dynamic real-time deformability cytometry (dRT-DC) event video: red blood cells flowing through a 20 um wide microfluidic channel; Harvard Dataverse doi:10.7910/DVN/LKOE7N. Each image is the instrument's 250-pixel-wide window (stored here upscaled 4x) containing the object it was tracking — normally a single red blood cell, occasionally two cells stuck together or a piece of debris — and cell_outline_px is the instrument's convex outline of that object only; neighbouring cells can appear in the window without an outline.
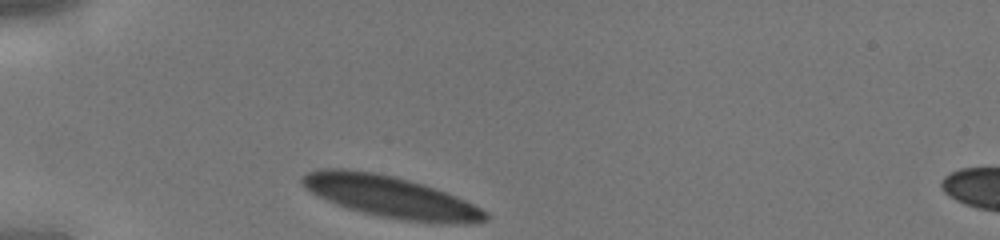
{"species": "human", "species_latin": "Homo sapiens", "temperature_condition": "cold", "stored_images_in_passage": 25, "camera_frame_rate_fps": 3000, "um_per_image_px": 0.085, "donor": {"sex": "male"}, "frame": {"image": 1, "passage_image": 1, "time_ms": 0.0, "image_size_px": [1000, 240], "cell_outline_px": [[488, 220], [468, 224], [452, 224], [404, 220], [380, 216], [348, 208], [336, 204], [316, 196], [300, 180], [300, 176], [308, 172], [320, 168], [344, 168], [376, 172], [396, 176], [424, 184], [436, 188], [456, 196], [488, 212]], "centroid_in_image_um": [33.21, 16.71], "position_along_channel_um": 51.8, "area_um2": 44.45}}
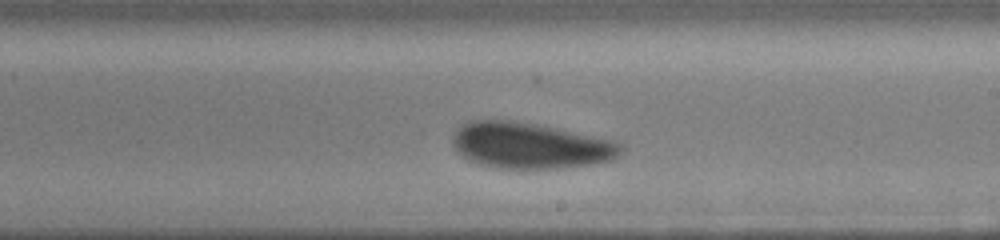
{"frame": {"image": 2, "passage_image": 15, "time_ms": 4.667, "image_size_px": [1000, 240], "cell_outline_px": [[624, 152], [612, 160], [592, 164], [556, 168], [500, 168], [480, 164], [468, 160], [460, 156], [456, 152], [452, 144], [452, 132], [460, 124], [468, 120], [512, 120], [536, 124], [616, 140], [624, 144]], "centroid_in_image_um": [45.04, 12.36], "position_along_channel_um": 244.0, "area_um2": 45.72}}
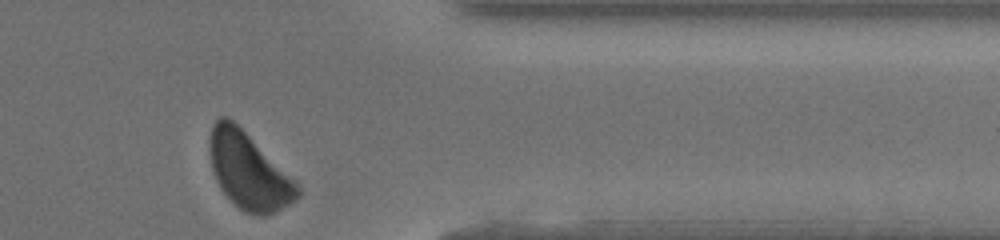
{"frame": {"image": 3, "passage_image": 25, "time_ms": 8.0, "image_size_px": [1000, 240], "cell_outline_px": [[300, 196], [296, 200], [264, 216], [260, 216], [244, 212], [220, 188], [216, 180], [212, 168], [208, 148], [208, 140], [212, 124], [220, 116], [228, 116], [296, 180], [300, 188]], "centroid_in_image_um": [21.12, 14.51], "position_along_channel_um": 390.3, "area_um2": 38.9}}